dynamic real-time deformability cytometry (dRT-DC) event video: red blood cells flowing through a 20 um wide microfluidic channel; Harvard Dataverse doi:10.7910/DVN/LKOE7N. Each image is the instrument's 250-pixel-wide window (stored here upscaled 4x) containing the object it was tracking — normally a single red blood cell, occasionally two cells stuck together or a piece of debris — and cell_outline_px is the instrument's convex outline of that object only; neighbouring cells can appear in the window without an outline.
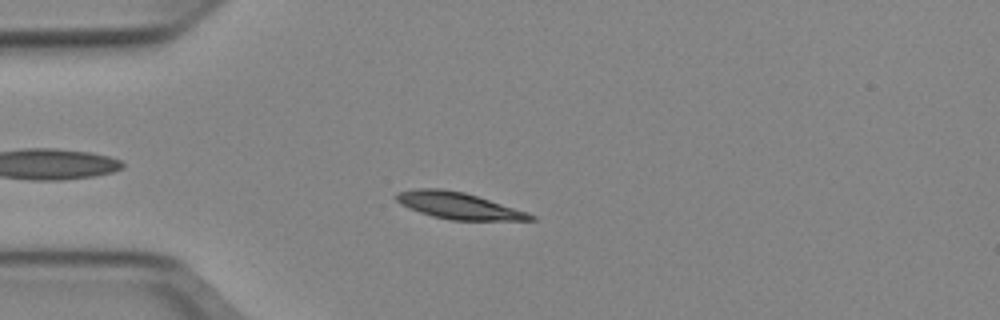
{"species": "Egyptian fruit bat (a non-hibernating species)", "species_latin": "Rousettus aegyptiacus", "temperature_condition": "cold", "stored_images_in_passage": 51, "camera_frame_rate_fps": 3000, "um_per_image_px": 0.085, "animal": {"sex": "female"}, "frame": {"image": 1, "passage_image": 13, "time_ms": 4.0, "image_size_px": [1000, 320], "cell_outline_px": [[536, 220], [452, 220], [432, 216], [408, 208], [400, 204], [392, 196], [396, 192], [416, 188], [440, 188], [464, 192], [528, 212], [536, 216]], "centroid_in_image_um": [38.92, 17.47], "position_along_channel_um": 46.1, "area_um2": 20.87}}
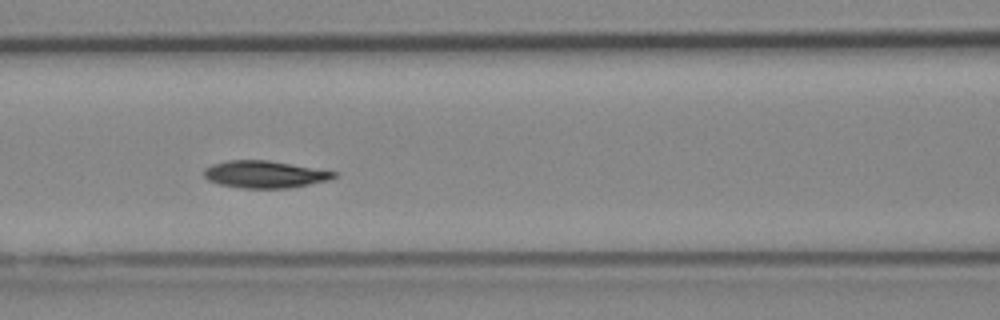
{"frame": {"image": 2, "passage_image": 22, "time_ms": 7.0, "image_size_px": [1000, 320], "cell_outline_px": [[336, 176], [328, 180], [288, 188], [244, 188], [220, 184], [208, 180], [204, 176], [204, 168], [212, 164], [228, 160], [268, 160], [292, 164], [336, 172]], "centroid_in_image_um": [22.46, 14.81], "position_along_channel_um": 144.1, "area_um2": 20.35}}
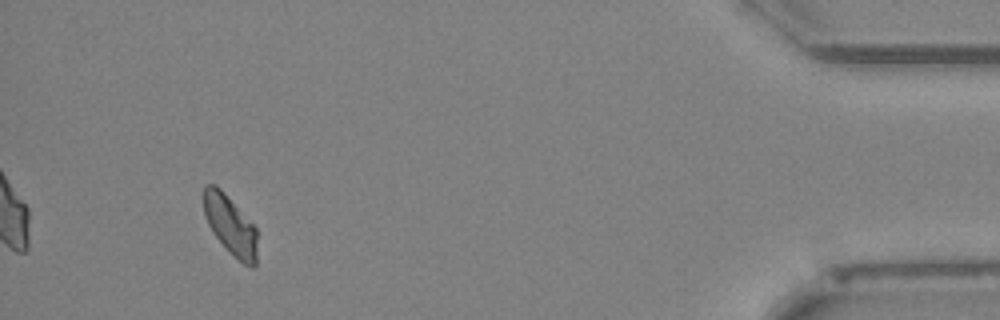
{"frame": {"image": 3, "passage_image": 48, "time_ms": 15.667, "image_size_px": [1000, 320], "cell_outline_px": [[256, 268], [252, 268], [244, 264], [212, 232], [208, 224], [204, 212], [204, 184], [216, 184], [220, 188], [256, 228]], "centroid_in_image_um": [19.57, 19.11], "position_along_channel_um": 415.6, "area_um2": 17.92}, "authors_computed_cell_mechanics": {"area_um2": 19.8254, "velocity_mm_per_s": 3.8933, "shape_relaxation_time_tau1_ms": 2.3632, "shape_relaxation_time_tau2_ms": 4.7019, "deformation_change_tau1": 0.1032, "deformation_change_tau2": 0.0825}}